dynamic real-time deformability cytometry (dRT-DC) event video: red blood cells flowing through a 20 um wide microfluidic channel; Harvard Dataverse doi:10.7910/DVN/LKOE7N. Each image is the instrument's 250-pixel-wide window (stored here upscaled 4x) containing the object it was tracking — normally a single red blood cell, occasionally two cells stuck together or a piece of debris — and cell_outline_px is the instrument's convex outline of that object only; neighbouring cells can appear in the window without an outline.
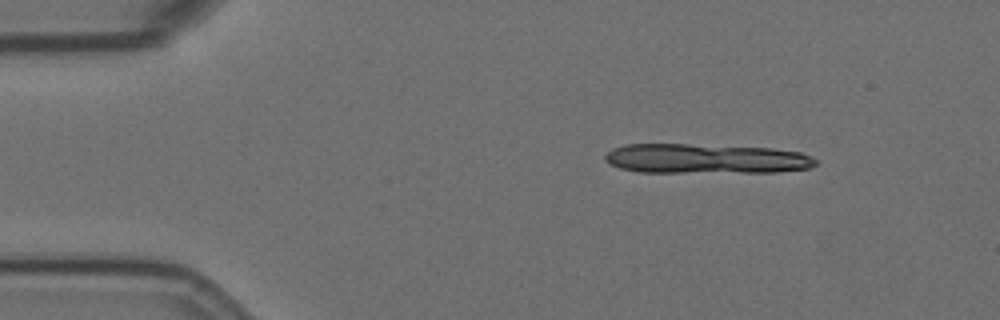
{"species": "Egyptian fruit bat (a non-hibernating species)", "species_latin": "Rousettus aegyptiacus", "temperature_condition": "room temperature", "stored_images_in_passage": 7, "camera_frame_rate_fps": 3000, "um_per_image_px": 0.085, "animal": {"sex": "female"}, "frame": {"image": 1, "passage_image": 1, "time_ms": 0.0, "image_size_px": [1000, 320], "cell_outline_px": [[816, 164], [808, 168], [776, 172], [640, 172], [620, 168], [604, 160], [604, 156], [612, 148], [624, 144], [688, 144], [772, 148], [800, 152], [816, 160]], "centroid_in_image_um": [59.96, 13.49], "position_along_channel_um": 25.0, "area_um2": 36.41}}